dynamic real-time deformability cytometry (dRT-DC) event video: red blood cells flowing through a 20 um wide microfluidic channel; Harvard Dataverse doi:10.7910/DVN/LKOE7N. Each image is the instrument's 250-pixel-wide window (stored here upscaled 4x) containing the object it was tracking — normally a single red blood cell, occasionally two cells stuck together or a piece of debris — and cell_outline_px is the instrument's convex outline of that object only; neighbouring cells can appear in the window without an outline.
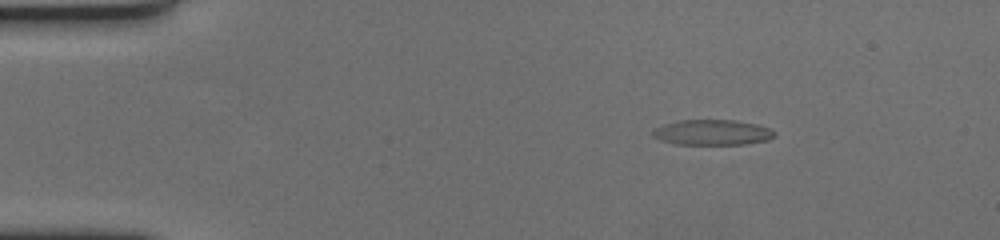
{"species": "human", "species_latin": "Homo sapiens", "temperature_condition": "cold", "stored_images_in_passage": 52, "camera_frame_rate_fps": 3000, "um_per_image_px": 0.085, "donor": {"sex": "female"}, "frame": {"image": 1, "passage_image": 1, "time_ms": 0.0, "image_size_px": [1000, 240], "cell_outline_px": [[776, 136], [768, 140], [744, 144], [676, 144], [660, 140], [652, 136], [652, 132], [656, 128], [664, 124], [680, 120], [736, 120], [756, 124], [772, 128], [776, 132]], "centroid_in_image_um": [60.59, 11.25], "position_along_channel_um": 24.4, "area_um2": 18.09}}
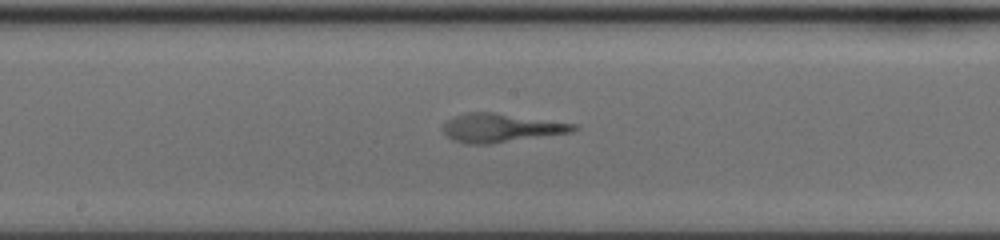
{"frame": {"image": 2, "passage_image": 24, "time_ms": 7.667, "image_size_px": [1000, 240], "cell_outline_px": [[580, 128], [572, 132], [492, 144], [464, 144], [452, 140], [444, 136], [440, 128], [448, 120], [456, 116], [468, 112], [496, 112], [576, 124]], "centroid_in_image_um": [42.54, 10.88], "position_along_channel_um": 205.7, "area_um2": 22.14}}
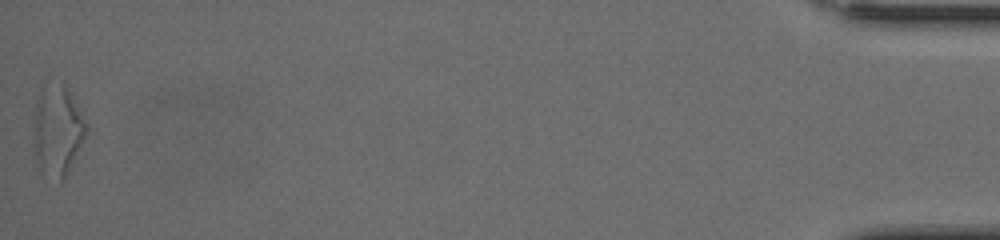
{"frame": {"image": 3, "passage_image": 52, "time_ms": 17.0, "image_size_px": [1000, 240], "cell_outline_px": [[96, 132], [68, 176], [60, 184], [40, 172], [36, 168], [32, 144], [36, 104], [40, 88], [44, 84], [68, 84]], "centroid_in_image_um": [5.05, 11.18], "position_along_channel_um": 430.2, "area_um2": 31.44}}